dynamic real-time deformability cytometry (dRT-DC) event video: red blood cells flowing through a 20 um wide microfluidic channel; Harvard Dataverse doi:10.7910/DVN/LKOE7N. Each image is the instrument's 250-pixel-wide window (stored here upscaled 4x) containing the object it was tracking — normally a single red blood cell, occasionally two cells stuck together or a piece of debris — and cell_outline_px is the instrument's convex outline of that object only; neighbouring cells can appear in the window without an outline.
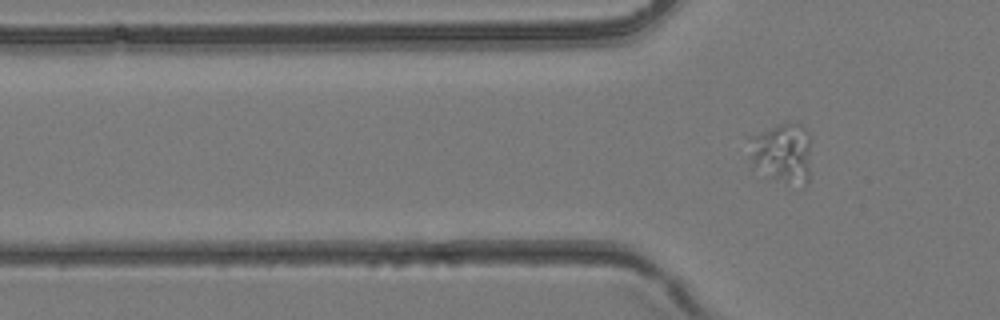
{"species": "common noctule bat (a hibernating species)", "species_latin": "Nyctalus noctula", "temperature_condition": "room temperature", "stored_images_in_passage": 2, "camera_frame_rate_fps": 3000, "um_per_image_px": 0.085, "animal": {"sex": "female", "body_mass_g": 24.6, "forearm_length_mm": 56.2}, "frame": {"image": 1, "passage_image": 2, "time_ms": 0.333, "image_size_px": [1000, 320], "cell_outline_px": [[812, 136], [808, 180], [804, 180], [768, 176], [752, 168], [748, 156], [748, 136], [788, 120], [796, 120]], "centroid_in_image_um": [66.43, 12.83], "position_along_channel_um": 59.4, "area_um2": 21.91}}